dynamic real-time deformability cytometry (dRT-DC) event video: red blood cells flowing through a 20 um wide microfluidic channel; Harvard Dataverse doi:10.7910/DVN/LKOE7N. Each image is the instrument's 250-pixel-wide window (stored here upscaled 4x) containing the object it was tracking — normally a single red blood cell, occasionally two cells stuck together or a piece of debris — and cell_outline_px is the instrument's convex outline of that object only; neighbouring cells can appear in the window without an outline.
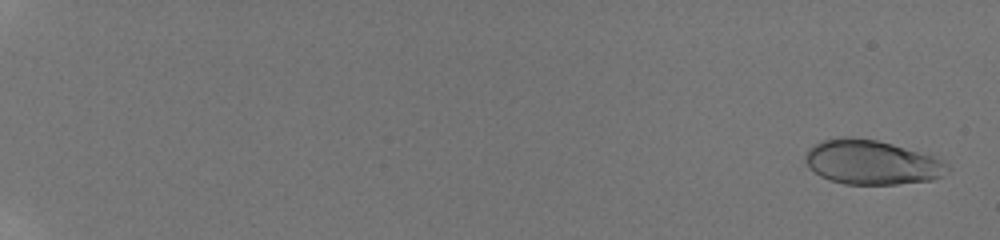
{"species": "human", "species_latin": "Homo sapiens", "temperature_condition": "room temperature", "stored_images_in_passage": 11, "camera_frame_rate_fps": 3000, "um_per_image_px": 0.085, "donor": {"sex": "male"}, "frame": {"image": 1, "passage_image": 1, "time_ms": 0.0, "image_size_px": [1000, 240], "cell_outline_px": [[948, 168], [940, 176], [932, 180], [896, 184], [844, 184], [828, 180], [820, 176], [808, 168], [804, 156], [808, 148], [820, 140], [840, 136], [848, 136], [876, 140], [892, 144], [932, 156], [944, 160], [948, 164]], "centroid_in_image_um": [74.01, 13.79], "position_along_channel_um": 11.0, "area_um2": 36.88}}
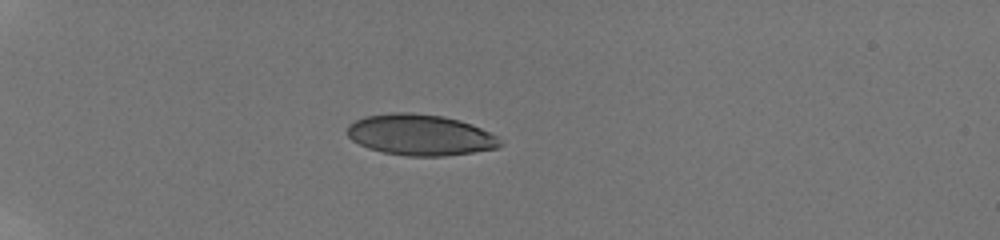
{"frame": {"image": 2, "passage_image": 8, "time_ms": 5.667, "image_size_px": [1000, 240], "cell_outline_px": [[504, 144], [496, 148], [472, 152], [444, 156], [408, 156], [384, 152], [368, 148], [352, 140], [348, 136], [348, 124], [364, 116], [388, 112], [412, 112], [444, 116], [460, 120], [472, 124], [496, 136]], "centroid_in_image_um": [35.7, 11.45], "position_along_channel_um": 49.3, "area_um2": 36.59}}
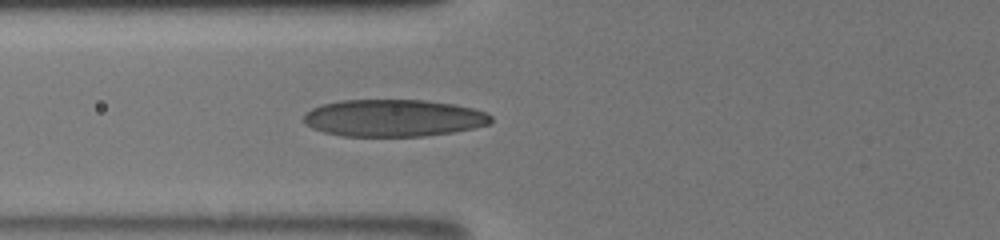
{"frame": {"image": 3, "passage_image": 11, "time_ms": 8.0, "image_size_px": [1000, 240], "cell_outline_px": [[492, 120], [488, 124], [472, 128], [452, 132], [424, 136], [344, 136], [324, 132], [312, 128], [304, 124], [304, 116], [312, 108], [324, 104], [340, 100], [424, 100], [452, 104], [472, 108], [484, 112], [492, 116]], "centroid_in_image_um": [33.43, 10.03], "position_along_channel_um": 92.4, "area_um2": 40.29}}